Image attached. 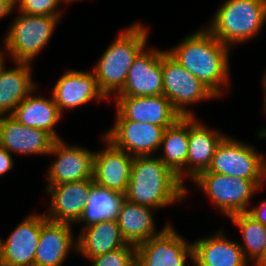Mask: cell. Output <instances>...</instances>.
<instances>
[{
    "label": "cell",
    "instance_id": "3",
    "mask_svg": "<svg viewBox=\"0 0 266 266\" xmlns=\"http://www.w3.org/2000/svg\"><path fill=\"white\" fill-rule=\"evenodd\" d=\"M139 22L114 39L108 46L92 71L100 92L108 100L111 94L116 97L124 87L128 71L138 54L145 48L148 28ZM115 92V93H114Z\"/></svg>",
    "mask_w": 266,
    "mask_h": 266
},
{
    "label": "cell",
    "instance_id": "12",
    "mask_svg": "<svg viewBox=\"0 0 266 266\" xmlns=\"http://www.w3.org/2000/svg\"><path fill=\"white\" fill-rule=\"evenodd\" d=\"M163 95L162 50L143 49L134 59L121 92L116 97Z\"/></svg>",
    "mask_w": 266,
    "mask_h": 266
},
{
    "label": "cell",
    "instance_id": "10",
    "mask_svg": "<svg viewBox=\"0 0 266 266\" xmlns=\"http://www.w3.org/2000/svg\"><path fill=\"white\" fill-rule=\"evenodd\" d=\"M187 242L170 224L160 234L136 246V264L186 266L188 258L193 263V245Z\"/></svg>",
    "mask_w": 266,
    "mask_h": 266
},
{
    "label": "cell",
    "instance_id": "32",
    "mask_svg": "<svg viewBox=\"0 0 266 266\" xmlns=\"http://www.w3.org/2000/svg\"><path fill=\"white\" fill-rule=\"evenodd\" d=\"M259 206L248 209L247 213L256 221L266 226V200L259 203Z\"/></svg>",
    "mask_w": 266,
    "mask_h": 266
},
{
    "label": "cell",
    "instance_id": "31",
    "mask_svg": "<svg viewBox=\"0 0 266 266\" xmlns=\"http://www.w3.org/2000/svg\"><path fill=\"white\" fill-rule=\"evenodd\" d=\"M7 149L0 146V176L14 168V159Z\"/></svg>",
    "mask_w": 266,
    "mask_h": 266
},
{
    "label": "cell",
    "instance_id": "5",
    "mask_svg": "<svg viewBox=\"0 0 266 266\" xmlns=\"http://www.w3.org/2000/svg\"><path fill=\"white\" fill-rule=\"evenodd\" d=\"M60 17L19 12L4 40V48L13 62L31 64L30 62L49 42Z\"/></svg>",
    "mask_w": 266,
    "mask_h": 266
},
{
    "label": "cell",
    "instance_id": "33",
    "mask_svg": "<svg viewBox=\"0 0 266 266\" xmlns=\"http://www.w3.org/2000/svg\"><path fill=\"white\" fill-rule=\"evenodd\" d=\"M16 8L15 0H0V19L8 16Z\"/></svg>",
    "mask_w": 266,
    "mask_h": 266
},
{
    "label": "cell",
    "instance_id": "28",
    "mask_svg": "<svg viewBox=\"0 0 266 266\" xmlns=\"http://www.w3.org/2000/svg\"><path fill=\"white\" fill-rule=\"evenodd\" d=\"M232 223L240 228L243 245L240 247L247 260L255 262L266 248V226L256 221L247 212L229 216Z\"/></svg>",
    "mask_w": 266,
    "mask_h": 266
},
{
    "label": "cell",
    "instance_id": "6",
    "mask_svg": "<svg viewBox=\"0 0 266 266\" xmlns=\"http://www.w3.org/2000/svg\"><path fill=\"white\" fill-rule=\"evenodd\" d=\"M253 146L225 136L218 144L208 170L253 181L263 188L266 179V159Z\"/></svg>",
    "mask_w": 266,
    "mask_h": 266
},
{
    "label": "cell",
    "instance_id": "1",
    "mask_svg": "<svg viewBox=\"0 0 266 266\" xmlns=\"http://www.w3.org/2000/svg\"><path fill=\"white\" fill-rule=\"evenodd\" d=\"M166 51L218 98L222 96L225 86L230 85V48L205 27L187 35L176 47Z\"/></svg>",
    "mask_w": 266,
    "mask_h": 266
},
{
    "label": "cell",
    "instance_id": "11",
    "mask_svg": "<svg viewBox=\"0 0 266 266\" xmlns=\"http://www.w3.org/2000/svg\"><path fill=\"white\" fill-rule=\"evenodd\" d=\"M56 160L50 166L48 185H57L86 179H93L95 152L80 146H71L62 139L54 141L49 155Z\"/></svg>",
    "mask_w": 266,
    "mask_h": 266
},
{
    "label": "cell",
    "instance_id": "23",
    "mask_svg": "<svg viewBox=\"0 0 266 266\" xmlns=\"http://www.w3.org/2000/svg\"><path fill=\"white\" fill-rule=\"evenodd\" d=\"M31 92L10 114L17 122L48 132L55 140L61 139L54 127L62 118L54 98L33 96Z\"/></svg>",
    "mask_w": 266,
    "mask_h": 266
},
{
    "label": "cell",
    "instance_id": "38",
    "mask_svg": "<svg viewBox=\"0 0 266 266\" xmlns=\"http://www.w3.org/2000/svg\"><path fill=\"white\" fill-rule=\"evenodd\" d=\"M61 1H63L62 3L69 4V3L73 2V1H76V0H59V2H61Z\"/></svg>",
    "mask_w": 266,
    "mask_h": 266
},
{
    "label": "cell",
    "instance_id": "22",
    "mask_svg": "<svg viewBox=\"0 0 266 266\" xmlns=\"http://www.w3.org/2000/svg\"><path fill=\"white\" fill-rule=\"evenodd\" d=\"M14 64L12 69H5V63L0 66V115H6L7 112L10 115L37 88L32 79L31 64Z\"/></svg>",
    "mask_w": 266,
    "mask_h": 266
},
{
    "label": "cell",
    "instance_id": "26",
    "mask_svg": "<svg viewBox=\"0 0 266 266\" xmlns=\"http://www.w3.org/2000/svg\"><path fill=\"white\" fill-rule=\"evenodd\" d=\"M160 160L178 177L184 185L185 165L189 149V116L180 117L165 129Z\"/></svg>",
    "mask_w": 266,
    "mask_h": 266
},
{
    "label": "cell",
    "instance_id": "19",
    "mask_svg": "<svg viewBox=\"0 0 266 266\" xmlns=\"http://www.w3.org/2000/svg\"><path fill=\"white\" fill-rule=\"evenodd\" d=\"M102 140L106 143V148L95 152L94 183L109 190L125 194L134 157L126 151L117 149L104 137Z\"/></svg>",
    "mask_w": 266,
    "mask_h": 266
},
{
    "label": "cell",
    "instance_id": "15",
    "mask_svg": "<svg viewBox=\"0 0 266 266\" xmlns=\"http://www.w3.org/2000/svg\"><path fill=\"white\" fill-rule=\"evenodd\" d=\"M114 99L116 111L126 120L150 123L167 129L181 117L164 95Z\"/></svg>",
    "mask_w": 266,
    "mask_h": 266
},
{
    "label": "cell",
    "instance_id": "17",
    "mask_svg": "<svg viewBox=\"0 0 266 266\" xmlns=\"http://www.w3.org/2000/svg\"><path fill=\"white\" fill-rule=\"evenodd\" d=\"M54 141L44 130L27 127L10 115H0V146L10 153L49 155Z\"/></svg>",
    "mask_w": 266,
    "mask_h": 266
},
{
    "label": "cell",
    "instance_id": "8",
    "mask_svg": "<svg viewBox=\"0 0 266 266\" xmlns=\"http://www.w3.org/2000/svg\"><path fill=\"white\" fill-rule=\"evenodd\" d=\"M192 181L228 217L247 212L250 199L261 189L253 181L215 172H202Z\"/></svg>",
    "mask_w": 266,
    "mask_h": 266
},
{
    "label": "cell",
    "instance_id": "18",
    "mask_svg": "<svg viewBox=\"0 0 266 266\" xmlns=\"http://www.w3.org/2000/svg\"><path fill=\"white\" fill-rule=\"evenodd\" d=\"M52 96L61 114L64 109H75L91 100L106 99L99 90L94 73L81 70H68L60 76L52 89Z\"/></svg>",
    "mask_w": 266,
    "mask_h": 266
},
{
    "label": "cell",
    "instance_id": "4",
    "mask_svg": "<svg viewBox=\"0 0 266 266\" xmlns=\"http://www.w3.org/2000/svg\"><path fill=\"white\" fill-rule=\"evenodd\" d=\"M265 24L264 0H226L206 29L232 49L260 34Z\"/></svg>",
    "mask_w": 266,
    "mask_h": 266
},
{
    "label": "cell",
    "instance_id": "14",
    "mask_svg": "<svg viewBox=\"0 0 266 266\" xmlns=\"http://www.w3.org/2000/svg\"><path fill=\"white\" fill-rule=\"evenodd\" d=\"M93 185V179L48 185L46 189L50 194V206L49 213L45 214L46 218L72 225L77 223L86 207Z\"/></svg>",
    "mask_w": 266,
    "mask_h": 266
},
{
    "label": "cell",
    "instance_id": "27",
    "mask_svg": "<svg viewBox=\"0 0 266 266\" xmlns=\"http://www.w3.org/2000/svg\"><path fill=\"white\" fill-rule=\"evenodd\" d=\"M124 199V194L94 183L90 189L86 207L77 223L84 222L83 229L105 220L117 221Z\"/></svg>",
    "mask_w": 266,
    "mask_h": 266
},
{
    "label": "cell",
    "instance_id": "13",
    "mask_svg": "<svg viewBox=\"0 0 266 266\" xmlns=\"http://www.w3.org/2000/svg\"><path fill=\"white\" fill-rule=\"evenodd\" d=\"M41 232V215L31 214L6 240L0 238V266H35Z\"/></svg>",
    "mask_w": 266,
    "mask_h": 266
},
{
    "label": "cell",
    "instance_id": "36",
    "mask_svg": "<svg viewBox=\"0 0 266 266\" xmlns=\"http://www.w3.org/2000/svg\"><path fill=\"white\" fill-rule=\"evenodd\" d=\"M263 89H264V98H265V100H264V102H266V72H265V74H264V76H263Z\"/></svg>",
    "mask_w": 266,
    "mask_h": 266
},
{
    "label": "cell",
    "instance_id": "25",
    "mask_svg": "<svg viewBox=\"0 0 266 266\" xmlns=\"http://www.w3.org/2000/svg\"><path fill=\"white\" fill-rule=\"evenodd\" d=\"M77 240V253L88 260L127 245L117 221L105 220L81 229Z\"/></svg>",
    "mask_w": 266,
    "mask_h": 266
},
{
    "label": "cell",
    "instance_id": "37",
    "mask_svg": "<svg viewBox=\"0 0 266 266\" xmlns=\"http://www.w3.org/2000/svg\"><path fill=\"white\" fill-rule=\"evenodd\" d=\"M3 55L4 54H2V52L0 51V66L4 63V60H5Z\"/></svg>",
    "mask_w": 266,
    "mask_h": 266
},
{
    "label": "cell",
    "instance_id": "2",
    "mask_svg": "<svg viewBox=\"0 0 266 266\" xmlns=\"http://www.w3.org/2000/svg\"><path fill=\"white\" fill-rule=\"evenodd\" d=\"M188 192L178 177L159 157L135 156L124 198L130 202L160 209L184 199Z\"/></svg>",
    "mask_w": 266,
    "mask_h": 266
},
{
    "label": "cell",
    "instance_id": "9",
    "mask_svg": "<svg viewBox=\"0 0 266 266\" xmlns=\"http://www.w3.org/2000/svg\"><path fill=\"white\" fill-rule=\"evenodd\" d=\"M115 116L114 126L103 135L114 147L133 157L153 155L161 148L165 128L126 120L118 111Z\"/></svg>",
    "mask_w": 266,
    "mask_h": 266
},
{
    "label": "cell",
    "instance_id": "7",
    "mask_svg": "<svg viewBox=\"0 0 266 266\" xmlns=\"http://www.w3.org/2000/svg\"><path fill=\"white\" fill-rule=\"evenodd\" d=\"M163 95L171 101L172 107L181 117L195 116L186 106L217 98L193 74L184 69L166 51L162 50Z\"/></svg>",
    "mask_w": 266,
    "mask_h": 266
},
{
    "label": "cell",
    "instance_id": "20",
    "mask_svg": "<svg viewBox=\"0 0 266 266\" xmlns=\"http://www.w3.org/2000/svg\"><path fill=\"white\" fill-rule=\"evenodd\" d=\"M222 230L193 242L195 266H249L240 242L228 239Z\"/></svg>",
    "mask_w": 266,
    "mask_h": 266
},
{
    "label": "cell",
    "instance_id": "35",
    "mask_svg": "<svg viewBox=\"0 0 266 266\" xmlns=\"http://www.w3.org/2000/svg\"><path fill=\"white\" fill-rule=\"evenodd\" d=\"M264 109H265V111H266V102H264ZM259 137H261L262 139L263 138H266V129H262L261 131H260V133H259V135H258Z\"/></svg>",
    "mask_w": 266,
    "mask_h": 266
},
{
    "label": "cell",
    "instance_id": "29",
    "mask_svg": "<svg viewBox=\"0 0 266 266\" xmlns=\"http://www.w3.org/2000/svg\"><path fill=\"white\" fill-rule=\"evenodd\" d=\"M92 266H137L136 246H126L89 259Z\"/></svg>",
    "mask_w": 266,
    "mask_h": 266
},
{
    "label": "cell",
    "instance_id": "34",
    "mask_svg": "<svg viewBox=\"0 0 266 266\" xmlns=\"http://www.w3.org/2000/svg\"><path fill=\"white\" fill-rule=\"evenodd\" d=\"M254 266H266V248L260 257L254 262Z\"/></svg>",
    "mask_w": 266,
    "mask_h": 266
},
{
    "label": "cell",
    "instance_id": "24",
    "mask_svg": "<svg viewBox=\"0 0 266 266\" xmlns=\"http://www.w3.org/2000/svg\"><path fill=\"white\" fill-rule=\"evenodd\" d=\"M152 210L154 211L152 207L139 205L127 199L123 200L117 222L121 235L127 244L137 246L160 234L169 225L168 223L158 232Z\"/></svg>",
    "mask_w": 266,
    "mask_h": 266
},
{
    "label": "cell",
    "instance_id": "39",
    "mask_svg": "<svg viewBox=\"0 0 266 266\" xmlns=\"http://www.w3.org/2000/svg\"><path fill=\"white\" fill-rule=\"evenodd\" d=\"M264 12H265V22H266V0H264Z\"/></svg>",
    "mask_w": 266,
    "mask_h": 266
},
{
    "label": "cell",
    "instance_id": "16",
    "mask_svg": "<svg viewBox=\"0 0 266 266\" xmlns=\"http://www.w3.org/2000/svg\"><path fill=\"white\" fill-rule=\"evenodd\" d=\"M72 229L71 224L48 220L42 214L35 266H62L71 249L77 251Z\"/></svg>",
    "mask_w": 266,
    "mask_h": 266
},
{
    "label": "cell",
    "instance_id": "30",
    "mask_svg": "<svg viewBox=\"0 0 266 266\" xmlns=\"http://www.w3.org/2000/svg\"><path fill=\"white\" fill-rule=\"evenodd\" d=\"M19 12L28 15L61 16L59 0H15Z\"/></svg>",
    "mask_w": 266,
    "mask_h": 266
},
{
    "label": "cell",
    "instance_id": "21",
    "mask_svg": "<svg viewBox=\"0 0 266 266\" xmlns=\"http://www.w3.org/2000/svg\"><path fill=\"white\" fill-rule=\"evenodd\" d=\"M195 117L189 116V149L185 165V177L191 181L208 170L218 144L226 136L202 125Z\"/></svg>",
    "mask_w": 266,
    "mask_h": 266
}]
</instances>
